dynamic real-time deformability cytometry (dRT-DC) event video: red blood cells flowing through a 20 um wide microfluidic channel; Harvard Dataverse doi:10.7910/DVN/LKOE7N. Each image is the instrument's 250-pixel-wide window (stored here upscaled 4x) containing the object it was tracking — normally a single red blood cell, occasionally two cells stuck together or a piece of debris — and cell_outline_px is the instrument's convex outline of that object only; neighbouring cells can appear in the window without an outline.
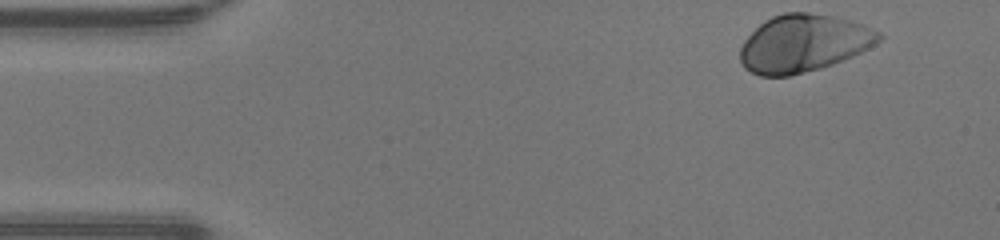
{"species": "human", "species_latin": "Homo sapiens", "temperature_condition": "warm", "stored_images_in_passage": 44, "camera_frame_rate_fps": 3000, "um_per_image_px": 0.085, "donor": {"sex": "male"}, "frame": {"image": 1, "passage_image": 1, "time_ms": 0.0, "image_size_px": [1000, 240], "cell_outline_px": [[884, 36], [876, 44], [852, 56], [832, 64], [820, 68], [788, 76], [760, 76], [744, 68], [740, 60], [740, 48], [744, 40], [764, 20], [772, 16], [784, 12], [808, 12], [836, 16], [872, 28], [880, 32]], "centroid_in_image_um": [68.28, 3.67], "position_along_channel_um": 16.7, "area_um2": 46.36}}
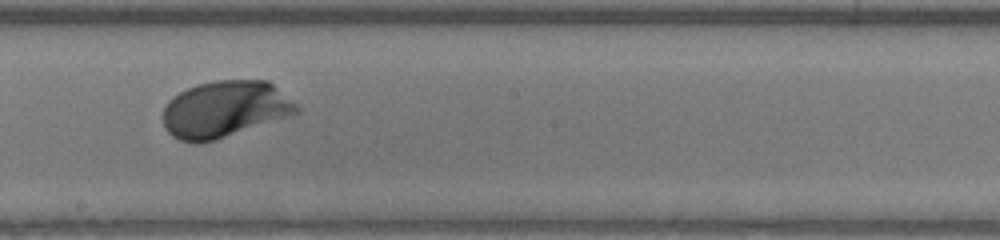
{"frame": {"image": 2, "passage_image": 23, "time_ms": 7.333, "image_size_px": [1000, 240], "cell_outline_px": [[300, 112], [292, 116], [200, 144], [196, 144], [180, 140], [172, 136], [168, 132], [164, 124], [164, 108], [168, 100], [172, 96], [196, 84], [216, 80], [268, 80], [296, 104], [300, 108]], "centroid_in_image_um": [19.12, 9.28], "position_along_channel_um": 229.1, "area_um2": 44.1}}
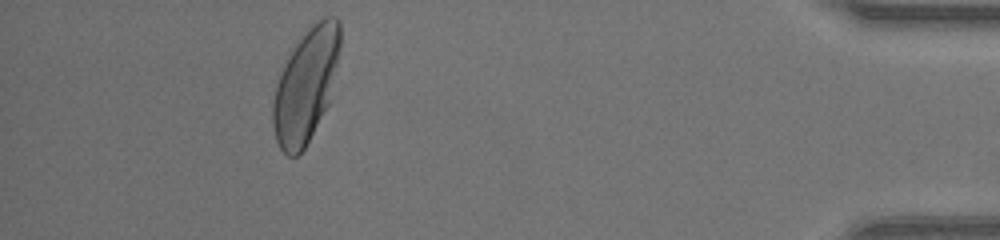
{"frame": {"image": 3, "passage_image": 40, "time_ms": 13.0, "image_size_px": [1000, 240], "cell_outline_px": [[340, 48], [328, 104], [304, 148], [296, 156], [288, 156], [280, 148], [276, 140], [272, 124], [272, 100], [276, 84], [288, 52], [308, 24], [324, 16], [336, 16], [340, 20]], "centroid_in_image_um": [25.97, 7.16], "position_along_channel_um": 409.2, "area_um2": 44.74}, "authors_computed_cell_mechanics": {"area_um2": 44.1303, "velocity_mm_per_s": 4.2771, "shape_relaxation_time_tau1_ms": 1.4083, "shape_relaxation_time_tau2_ms": null, "deformation_change_tau1": 0.1457, "deformation_change_tau2": null}}